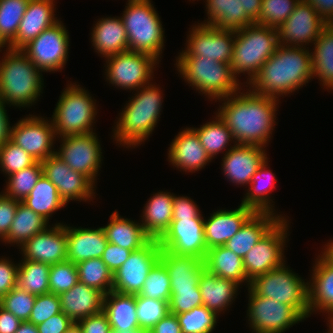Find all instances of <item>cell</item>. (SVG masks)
I'll use <instances>...</instances> for the list:
<instances>
[{
  "instance_id": "6da1fadb",
  "label": "cell",
  "mask_w": 333,
  "mask_h": 333,
  "mask_svg": "<svg viewBox=\"0 0 333 333\" xmlns=\"http://www.w3.org/2000/svg\"><path fill=\"white\" fill-rule=\"evenodd\" d=\"M216 102L220 103L216 113L230 129L236 144L269 146L278 124L280 100L253 93L244 86L236 94Z\"/></svg>"
},
{
  "instance_id": "7a4b0ae2",
  "label": "cell",
  "mask_w": 333,
  "mask_h": 333,
  "mask_svg": "<svg viewBox=\"0 0 333 333\" xmlns=\"http://www.w3.org/2000/svg\"><path fill=\"white\" fill-rule=\"evenodd\" d=\"M313 79L310 49L279 45L246 86L253 93L281 100Z\"/></svg>"
},
{
  "instance_id": "3957f363",
  "label": "cell",
  "mask_w": 333,
  "mask_h": 333,
  "mask_svg": "<svg viewBox=\"0 0 333 333\" xmlns=\"http://www.w3.org/2000/svg\"><path fill=\"white\" fill-rule=\"evenodd\" d=\"M161 88L152 81L132 92V97L120 109L112 128L111 139L118 147L135 149L153 134L163 108L164 94Z\"/></svg>"
},
{
  "instance_id": "277c9868",
  "label": "cell",
  "mask_w": 333,
  "mask_h": 333,
  "mask_svg": "<svg viewBox=\"0 0 333 333\" xmlns=\"http://www.w3.org/2000/svg\"><path fill=\"white\" fill-rule=\"evenodd\" d=\"M0 47V98L14 108H29L41 99L44 77L22 50ZM39 99V100H38Z\"/></svg>"
},
{
  "instance_id": "5b68a950",
  "label": "cell",
  "mask_w": 333,
  "mask_h": 333,
  "mask_svg": "<svg viewBox=\"0 0 333 333\" xmlns=\"http://www.w3.org/2000/svg\"><path fill=\"white\" fill-rule=\"evenodd\" d=\"M175 68L186 85L204 95L205 100L217 101L236 94L244 87L233 74L230 64L199 56H177Z\"/></svg>"
},
{
  "instance_id": "8992f818",
  "label": "cell",
  "mask_w": 333,
  "mask_h": 333,
  "mask_svg": "<svg viewBox=\"0 0 333 333\" xmlns=\"http://www.w3.org/2000/svg\"><path fill=\"white\" fill-rule=\"evenodd\" d=\"M278 46L279 38L275 28L254 23L235 31L230 63L234 76L240 81L239 77L247 75L242 84L248 85Z\"/></svg>"
},
{
  "instance_id": "52a82bcc",
  "label": "cell",
  "mask_w": 333,
  "mask_h": 333,
  "mask_svg": "<svg viewBox=\"0 0 333 333\" xmlns=\"http://www.w3.org/2000/svg\"><path fill=\"white\" fill-rule=\"evenodd\" d=\"M121 18L129 50L150 54L161 62L165 30L152 0H127Z\"/></svg>"
},
{
  "instance_id": "ba28073f",
  "label": "cell",
  "mask_w": 333,
  "mask_h": 333,
  "mask_svg": "<svg viewBox=\"0 0 333 333\" xmlns=\"http://www.w3.org/2000/svg\"><path fill=\"white\" fill-rule=\"evenodd\" d=\"M96 101L91 92L76 81H70L61 91L51 115L57 137L96 131L94 127L99 113Z\"/></svg>"
},
{
  "instance_id": "9c48e42d",
  "label": "cell",
  "mask_w": 333,
  "mask_h": 333,
  "mask_svg": "<svg viewBox=\"0 0 333 333\" xmlns=\"http://www.w3.org/2000/svg\"><path fill=\"white\" fill-rule=\"evenodd\" d=\"M249 287L257 295L293 306L305 319L310 317L308 280L294 272L286 262L265 274L254 277Z\"/></svg>"
},
{
  "instance_id": "30bf717a",
  "label": "cell",
  "mask_w": 333,
  "mask_h": 333,
  "mask_svg": "<svg viewBox=\"0 0 333 333\" xmlns=\"http://www.w3.org/2000/svg\"><path fill=\"white\" fill-rule=\"evenodd\" d=\"M104 79L118 90L130 93L136 91L152 80L159 60L150 54L127 50L105 59Z\"/></svg>"
},
{
  "instance_id": "8fae6325",
  "label": "cell",
  "mask_w": 333,
  "mask_h": 333,
  "mask_svg": "<svg viewBox=\"0 0 333 333\" xmlns=\"http://www.w3.org/2000/svg\"><path fill=\"white\" fill-rule=\"evenodd\" d=\"M247 292L246 322L251 333H285L306 320L293 306L257 295L250 287Z\"/></svg>"
},
{
  "instance_id": "7c38bea8",
  "label": "cell",
  "mask_w": 333,
  "mask_h": 333,
  "mask_svg": "<svg viewBox=\"0 0 333 333\" xmlns=\"http://www.w3.org/2000/svg\"><path fill=\"white\" fill-rule=\"evenodd\" d=\"M289 221V217L281 218L243 258L246 277L250 281L287 262L284 254L291 233Z\"/></svg>"
},
{
  "instance_id": "4fadbf2b",
  "label": "cell",
  "mask_w": 333,
  "mask_h": 333,
  "mask_svg": "<svg viewBox=\"0 0 333 333\" xmlns=\"http://www.w3.org/2000/svg\"><path fill=\"white\" fill-rule=\"evenodd\" d=\"M63 21L44 30L26 45L22 51L42 72H62L69 57L70 37Z\"/></svg>"
},
{
  "instance_id": "5bb4252c",
  "label": "cell",
  "mask_w": 333,
  "mask_h": 333,
  "mask_svg": "<svg viewBox=\"0 0 333 333\" xmlns=\"http://www.w3.org/2000/svg\"><path fill=\"white\" fill-rule=\"evenodd\" d=\"M61 138V139H60ZM57 138L59 148L55 154L72 170L89 177L96 185L104 156L102 144L96 131L87 134L68 135ZM99 174V175H98Z\"/></svg>"
},
{
  "instance_id": "9a60e30c",
  "label": "cell",
  "mask_w": 333,
  "mask_h": 333,
  "mask_svg": "<svg viewBox=\"0 0 333 333\" xmlns=\"http://www.w3.org/2000/svg\"><path fill=\"white\" fill-rule=\"evenodd\" d=\"M57 138L51 117L44 115H26L11 126L10 140L35 161L42 162L55 154Z\"/></svg>"
},
{
  "instance_id": "2e32d148",
  "label": "cell",
  "mask_w": 333,
  "mask_h": 333,
  "mask_svg": "<svg viewBox=\"0 0 333 333\" xmlns=\"http://www.w3.org/2000/svg\"><path fill=\"white\" fill-rule=\"evenodd\" d=\"M193 25L189 28V34H186L185 47L178 56H199L230 64L235 31L216 29L198 22Z\"/></svg>"
},
{
  "instance_id": "e0dca14e",
  "label": "cell",
  "mask_w": 333,
  "mask_h": 333,
  "mask_svg": "<svg viewBox=\"0 0 333 333\" xmlns=\"http://www.w3.org/2000/svg\"><path fill=\"white\" fill-rule=\"evenodd\" d=\"M43 175L57 188L66 205L70 201L94 202L96 184L86 175L72 170L56 154L41 162Z\"/></svg>"
},
{
  "instance_id": "ac0fdd59",
  "label": "cell",
  "mask_w": 333,
  "mask_h": 333,
  "mask_svg": "<svg viewBox=\"0 0 333 333\" xmlns=\"http://www.w3.org/2000/svg\"><path fill=\"white\" fill-rule=\"evenodd\" d=\"M326 26L314 8L307 1L300 0L293 13L277 28L279 45L310 48Z\"/></svg>"
},
{
  "instance_id": "d6986e66",
  "label": "cell",
  "mask_w": 333,
  "mask_h": 333,
  "mask_svg": "<svg viewBox=\"0 0 333 333\" xmlns=\"http://www.w3.org/2000/svg\"><path fill=\"white\" fill-rule=\"evenodd\" d=\"M161 247L156 239L146 246L132 251L129 258L113 273V288L124 294H139L150 270L160 260Z\"/></svg>"
},
{
  "instance_id": "ffe728a7",
  "label": "cell",
  "mask_w": 333,
  "mask_h": 333,
  "mask_svg": "<svg viewBox=\"0 0 333 333\" xmlns=\"http://www.w3.org/2000/svg\"><path fill=\"white\" fill-rule=\"evenodd\" d=\"M158 241L161 249L168 252L204 260L208 251L204 234V215L201 213L195 219L172 220L169 229Z\"/></svg>"
},
{
  "instance_id": "44dd1931",
  "label": "cell",
  "mask_w": 333,
  "mask_h": 333,
  "mask_svg": "<svg viewBox=\"0 0 333 333\" xmlns=\"http://www.w3.org/2000/svg\"><path fill=\"white\" fill-rule=\"evenodd\" d=\"M19 251L21 259L29 261L50 265L67 261L66 222H54L26 241Z\"/></svg>"
},
{
  "instance_id": "7402d4cb",
  "label": "cell",
  "mask_w": 333,
  "mask_h": 333,
  "mask_svg": "<svg viewBox=\"0 0 333 333\" xmlns=\"http://www.w3.org/2000/svg\"><path fill=\"white\" fill-rule=\"evenodd\" d=\"M267 148L236 144L223 157L221 170L225 179L237 187H247L252 176L265 161Z\"/></svg>"
},
{
  "instance_id": "603a6c76",
  "label": "cell",
  "mask_w": 333,
  "mask_h": 333,
  "mask_svg": "<svg viewBox=\"0 0 333 333\" xmlns=\"http://www.w3.org/2000/svg\"><path fill=\"white\" fill-rule=\"evenodd\" d=\"M168 148V162L173 168L185 174L198 172L212 162L196 132L190 126L183 128L182 131L180 129Z\"/></svg>"
},
{
  "instance_id": "cb8c5ba5",
  "label": "cell",
  "mask_w": 333,
  "mask_h": 333,
  "mask_svg": "<svg viewBox=\"0 0 333 333\" xmlns=\"http://www.w3.org/2000/svg\"><path fill=\"white\" fill-rule=\"evenodd\" d=\"M56 3L55 0H29L17 35L7 47L22 50L44 30L59 22Z\"/></svg>"
},
{
  "instance_id": "d4e9b609",
  "label": "cell",
  "mask_w": 333,
  "mask_h": 333,
  "mask_svg": "<svg viewBox=\"0 0 333 333\" xmlns=\"http://www.w3.org/2000/svg\"><path fill=\"white\" fill-rule=\"evenodd\" d=\"M256 211L240 205L236 209H217L204 216V234L207 249L224 246Z\"/></svg>"
},
{
  "instance_id": "484cf974",
  "label": "cell",
  "mask_w": 333,
  "mask_h": 333,
  "mask_svg": "<svg viewBox=\"0 0 333 333\" xmlns=\"http://www.w3.org/2000/svg\"><path fill=\"white\" fill-rule=\"evenodd\" d=\"M315 258L308 280L310 317L333 312V263L322 252Z\"/></svg>"
},
{
  "instance_id": "4316f807",
  "label": "cell",
  "mask_w": 333,
  "mask_h": 333,
  "mask_svg": "<svg viewBox=\"0 0 333 333\" xmlns=\"http://www.w3.org/2000/svg\"><path fill=\"white\" fill-rule=\"evenodd\" d=\"M67 261L78 264L92 258H101L108 243L102 226L74 227L66 224Z\"/></svg>"
},
{
  "instance_id": "83f0119b",
  "label": "cell",
  "mask_w": 333,
  "mask_h": 333,
  "mask_svg": "<svg viewBox=\"0 0 333 333\" xmlns=\"http://www.w3.org/2000/svg\"><path fill=\"white\" fill-rule=\"evenodd\" d=\"M92 26L90 41L93 50L101 58L129 50L123 20L118 16L98 18Z\"/></svg>"
},
{
  "instance_id": "f1b7e54d",
  "label": "cell",
  "mask_w": 333,
  "mask_h": 333,
  "mask_svg": "<svg viewBox=\"0 0 333 333\" xmlns=\"http://www.w3.org/2000/svg\"><path fill=\"white\" fill-rule=\"evenodd\" d=\"M269 159L267 157L252 176L248 189H245V196L241 199V204L254 209L256 212H271L281 218H287L288 216L285 217V214H280L281 212L274 208L275 202L271 194L276 189L277 178L275 173L269 169Z\"/></svg>"
},
{
  "instance_id": "f546056e",
  "label": "cell",
  "mask_w": 333,
  "mask_h": 333,
  "mask_svg": "<svg viewBox=\"0 0 333 333\" xmlns=\"http://www.w3.org/2000/svg\"><path fill=\"white\" fill-rule=\"evenodd\" d=\"M198 286L203 305L218 316H222L227 310L229 311L230 306L238 298L239 288H242L233 280L220 278L209 273L206 269L199 278Z\"/></svg>"
},
{
  "instance_id": "4dcf8cb0",
  "label": "cell",
  "mask_w": 333,
  "mask_h": 333,
  "mask_svg": "<svg viewBox=\"0 0 333 333\" xmlns=\"http://www.w3.org/2000/svg\"><path fill=\"white\" fill-rule=\"evenodd\" d=\"M58 296L61 310L75 323L103 311L104 294L79 281Z\"/></svg>"
},
{
  "instance_id": "1f68e13d",
  "label": "cell",
  "mask_w": 333,
  "mask_h": 333,
  "mask_svg": "<svg viewBox=\"0 0 333 333\" xmlns=\"http://www.w3.org/2000/svg\"><path fill=\"white\" fill-rule=\"evenodd\" d=\"M173 199L174 193L159 190L146 201L139 221L152 239L159 240L169 229L173 217Z\"/></svg>"
},
{
  "instance_id": "d6a6232c",
  "label": "cell",
  "mask_w": 333,
  "mask_h": 333,
  "mask_svg": "<svg viewBox=\"0 0 333 333\" xmlns=\"http://www.w3.org/2000/svg\"><path fill=\"white\" fill-rule=\"evenodd\" d=\"M160 261L168 270L171 290L195 288L205 270L204 260L194 256L176 255L164 249H161Z\"/></svg>"
},
{
  "instance_id": "836d02e7",
  "label": "cell",
  "mask_w": 333,
  "mask_h": 333,
  "mask_svg": "<svg viewBox=\"0 0 333 333\" xmlns=\"http://www.w3.org/2000/svg\"><path fill=\"white\" fill-rule=\"evenodd\" d=\"M109 217V222L102 226L109 243L136 251L152 240L140 221L122 217L117 210L113 211Z\"/></svg>"
},
{
  "instance_id": "e575fe53",
  "label": "cell",
  "mask_w": 333,
  "mask_h": 333,
  "mask_svg": "<svg viewBox=\"0 0 333 333\" xmlns=\"http://www.w3.org/2000/svg\"><path fill=\"white\" fill-rule=\"evenodd\" d=\"M280 219L271 212H255L224 246L243 259Z\"/></svg>"
},
{
  "instance_id": "d590c367",
  "label": "cell",
  "mask_w": 333,
  "mask_h": 333,
  "mask_svg": "<svg viewBox=\"0 0 333 333\" xmlns=\"http://www.w3.org/2000/svg\"><path fill=\"white\" fill-rule=\"evenodd\" d=\"M206 19L201 25L216 29L238 31L254 22L246 15L243 5L238 0H203Z\"/></svg>"
},
{
  "instance_id": "8d00e7d4",
  "label": "cell",
  "mask_w": 333,
  "mask_h": 333,
  "mask_svg": "<svg viewBox=\"0 0 333 333\" xmlns=\"http://www.w3.org/2000/svg\"><path fill=\"white\" fill-rule=\"evenodd\" d=\"M205 269L220 278L230 279L239 285L249 287L250 280L246 277L243 259L229 248L218 246L208 249L204 259Z\"/></svg>"
},
{
  "instance_id": "74e56055",
  "label": "cell",
  "mask_w": 333,
  "mask_h": 333,
  "mask_svg": "<svg viewBox=\"0 0 333 333\" xmlns=\"http://www.w3.org/2000/svg\"><path fill=\"white\" fill-rule=\"evenodd\" d=\"M103 312L112 330L140 329L136 313V295L110 291L104 295Z\"/></svg>"
},
{
  "instance_id": "f35d334b",
  "label": "cell",
  "mask_w": 333,
  "mask_h": 333,
  "mask_svg": "<svg viewBox=\"0 0 333 333\" xmlns=\"http://www.w3.org/2000/svg\"><path fill=\"white\" fill-rule=\"evenodd\" d=\"M310 51L313 78L318 79L323 90L333 91V30L328 25L312 44Z\"/></svg>"
},
{
  "instance_id": "ab89813d",
  "label": "cell",
  "mask_w": 333,
  "mask_h": 333,
  "mask_svg": "<svg viewBox=\"0 0 333 333\" xmlns=\"http://www.w3.org/2000/svg\"><path fill=\"white\" fill-rule=\"evenodd\" d=\"M50 225L38 213H35L31 208L19 202L10 230L1 242L5 244L4 246L9 244L14 247L16 245L19 249L35 234L42 232Z\"/></svg>"
},
{
  "instance_id": "60d3db41",
  "label": "cell",
  "mask_w": 333,
  "mask_h": 333,
  "mask_svg": "<svg viewBox=\"0 0 333 333\" xmlns=\"http://www.w3.org/2000/svg\"><path fill=\"white\" fill-rule=\"evenodd\" d=\"M191 128L196 132L201 145L212 160L221 152L224 156L236 145L230 129L216 112L209 122L206 121L200 127Z\"/></svg>"
},
{
  "instance_id": "b9f144b4",
  "label": "cell",
  "mask_w": 333,
  "mask_h": 333,
  "mask_svg": "<svg viewBox=\"0 0 333 333\" xmlns=\"http://www.w3.org/2000/svg\"><path fill=\"white\" fill-rule=\"evenodd\" d=\"M48 222L53 214L67 205L60 198L56 186L44 175L40 177L30 194L22 201Z\"/></svg>"
},
{
  "instance_id": "7bdbcfd3",
  "label": "cell",
  "mask_w": 333,
  "mask_h": 333,
  "mask_svg": "<svg viewBox=\"0 0 333 333\" xmlns=\"http://www.w3.org/2000/svg\"><path fill=\"white\" fill-rule=\"evenodd\" d=\"M51 265L48 263L19 260L17 272V286L33 295L50 293L49 272Z\"/></svg>"
},
{
  "instance_id": "ee69618b",
  "label": "cell",
  "mask_w": 333,
  "mask_h": 333,
  "mask_svg": "<svg viewBox=\"0 0 333 333\" xmlns=\"http://www.w3.org/2000/svg\"><path fill=\"white\" fill-rule=\"evenodd\" d=\"M79 282L92 287L104 295L112 291L113 273L101 258H92L76 264Z\"/></svg>"
},
{
  "instance_id": "f6af8a7d",
  "label": "cell",
  "mask_w": 333,
  "mask_h": 333,
  "mask_svg": "<svg viewBox=\"0 0 333 333\" xmlns=\"http://www.w3.org/2000/svg\"><path fill=\"white\" fill-rule=\"evenodd\" d=\"M42 175L41 162L36 161L30 167L7 176L6 186L1 192L9 198L22 202L30 194Z\"/></svg>"
},
{
  "instance_id": "bcb514c9",
  "label": "cell",
  "mask_w": 333,
  "mask_h": 333,
  "mask_svg": "<svg viewBox=\"0 0 333 333\" xmlns=\"http://www.w3.org/2000/svg\"><path fill=\"white\" fill-rule=\"evenodd\" d=\"M29 0H0V47H7L16 37Z\"/></svg>"
},
{
  "instance_id": "7dc6e473",
  "label": "cell",
  "mask_w": 333,
  "mask_h": 333,
  "mask_svg": "<svg viewBox=\"0 0 333 333\" xmlns=\"http://www.w3.org/2000/svg\"><path fill=\"white\" fill-rule=\"evenodd\" d=\"M176 316L182 333H213L219 323V316L204 305Z\"/></svg>"
},
{
  "instance_id": "c3c4849f",
  "label": "cell",
  "mask_w": 333,
  "mask_h": 333,
  "mask_svg": "<svg viewBox=\"0 0 333 333\" xmlns=\"http://www.w3.org/2000/svg\"><path fill=\"white\" fill-rule=\"evenodd\" d=\"M138 295L169 303L171 297L170 277L168 270L160 260L150 270Z\"/></svg>"
},
{
  "instance_id": "681fc988",
  "label": "cell",
  "mask_w": 333,
  "mask_h": 333,
  "mask_svg": "<svg viewBox=\"0 0 333 333\" xmlns=\"http://www.w3.org/2000/svg\"><path fill=\"white\" fill-rule=\"evenodd\" d=\"M300 0H262L261 11L256 24L279 28L293 13Z\"/></svg>"
},
{
  "instance_id": "f907efd6",
  "label": "cell",
  "mask_w": 333,
  "mask_h": 333,
  "mask_svg": "<svg viewBox=\"0 0 333 333\" xmlns=\"http://www.w3.org/2000/svg\"><path fill=\"white\" fill-rule=\"evenodd\" d=\"M136 313L140 329L151 330L170 313L169 303L136 294Z\"/></svg>"
},
{
  "instance_id": "816d5d0a",
  "label": "cell",
  "mask_w": 333,
  "mask_h": 333,
  "mask_svg": "<svg viewBox=\"0 0 333 333\" xmlns=\"http://www.w3.org/2000/svg\"><path fill=\"white\" fill-rule=\"evenodd\" d=\"M36 161L11 140L0 147V171L5 177L30 167Z\"/></svg>"
},
{
  "instance_id": "f5cc1de1",
  "label": "cell",
  "mask_w": 333,
  "mask_h": 333,
  "mask_svg": "<svg viewBox=\"0 0 333 333\" xmlns=\"http://www.w3.org/2000/svg\"><path fill=\"white\" fill-rule=\"evenodd\" d=\"M35 299L36 295L16 286L0 299V306L23 322L29 320Z\"/></svg>"
},
{
  "instance_id": "db71d44e",
  "label": "cell",
  "mask_w": 333,
  "mask_h": 333,
  "mask_svg": "<svg viewBox=\"0 0 333 333\" xmlns=\"http://www.w3.org/2000/svg\"><path fill=\"white\" fill-rule=\"evenodd\" d=\"M79 281L76 264L70 261L52 264L49 272L50 293L60 295Z\"/></svg>"
},
{
  "instance_id": "11a10c76",
  "label": "cell",
  "mask_w": 333,
  "mask_h": 333,
  "mask_svg": "<svg viewBox=\"0 0 333 333\" xmlns=\"http://www.w3.org/2000/svg\"><path fill=\"white\" fill-rule=\"evenodd\" d=\"M62 312L60 299L57 294L47 293L36 296L28 322L36 326Z\"/></svg>"
},
{
  "instance_id": "9f6ffc18",
  "label": "cell",
  "mask_w": 333,
  "mask_h": 333,
  "mask_svg": "<svg viewBox=\"0 0 333 333\" xmlns=\"http://www.w3.org/2000/svg\"><path fill=\"white\" fill-rule=\"evenodd\" d=\"M203 305L199 286L185 290H171L169 310L177 315L192 310L194 307Z\"/></svg>"
},
{
  "instance_id": "6f0895ef",
  "label": "cell",
  "mask_w": 333,
  "mask_h": 333,
  "mask_svg": "<svg viewBox=\"0 0 333 333\" xmlns=\"http://www.w3.org/2000/svg\"><path fill=\"white\" fill-rule=\"evenodd\" d=\"M19 261L0 256V299L17 286V272Z\"/></svg>"
},
{
  "instance_id": "680465c9",
  "label": "cell",
  "mask_w": 333,
  "mask_h": 333,
  "mask_svg": "<svg viewBox=\"0 0 333 333\" xmlns=\"http://www.w3.org/2000/svg\"><path fill=\"white\" fill-rule=\"evenodd\" d=\"M201 213L199 205L191 197L180 196L174 193L172 220H181V218L195 219Z\"/></svg>"
},
{
  "instance_id": "91938a15",
  "label": "cell",
  "mask_w": 333,
  "mask_h": 333,
  "mask_svg": "<svg viewBox=\"0 0 333 333\" xmlns=\"http://www.w3.org/2000/svg\"><path fill=\"white\" fill-rule=\"evenodd\" d=\"M19 202L0 192V241L10 230Z\"/></svg>"
},
{
  "instance_id": "94428289",
  "label": "cell",
  "mask_w": 333,
  "mask_h": 333,
  "mask_svg": "<svg viewBox=\"0 0 333 333\" xmlns=\"http://www.w3.org/2000/svg\"><path fill=\"white\" fill-rule=\"evenodd\" d=\"M131 253L132 250H128L108 242L101 259L110 271L114 273L122 266L123 263H125Z\"/></svg>"
},
{
  "instance_id": "6125c7cd",
  "label": "cell",
  "mask_w": 333,
  "mask_h": 333,
  "mask_svg": "<svg viewBox=\"0 0 333 333\" xmlns=\"http://www.w3.org/2000/svg\"><path fill=\"white\" fill-rule=\"evenodd\" d=\"M82 333H111L112 329L106 314L102 311L76 322Z\"/></svg>"
},
{
  "instance_id": "be15d7a7",
  "label": "cell",
  "mask_w": 333,
  "mask_h": 333,
  "mask_svg": "<svg viewBox=\"0 0 333 333\" xmlns=\"http://www.w3.org/2000/svg\"><path fill=\"white\" fill-rule=\"evenodd\" d=\"M75 323L63 311L37 325L39 333H65Z\"/></svg>"
},
{
  "instance_id": "e7e4bbea",
  "label": "cell",
  "mask_w": 333,
  "mask_h": 333,
  "mask_svg": "<svg viewBox=\"0 0 333 333\" xmlns=\"http://www.w3.org/2000/svg\"><path fill=\"white\" fill-rule=\"evenodd\" d=\"M151 330L153 333H182L177 316L171 313L159 320Z\"/></svg>"
},
{
  "instance_id": "03108f58",
  "label": "cell",
  "mask_w": 333,
  "mask_h": 333,
  "mask_svg": "<svg viewBox=\"0 0 333 333\" xmlns=\"http://www.w3.org/2000/svg\"><path fill=\"white\" fill-rule=\"evenodd\" d=\"M22 321L0 306V333H15Z\"/></svg>"
},
{
  "instance_id": "003e7915",
  "label": "cell",
  "mask_w": 333,
  "mask_h": 333,
  "mask_svg": "<svg viewBox=\"0 0 333 333\" xmlns=\"http://www.w3.org/2000/svg\"><path fill=\"white\" fill-rule=\"evenodd\" d=\"M8 105L0 98V147L10 140L11 122L7 112Z\"/></svg>"
},
{
  "instance_id": "a7ac6f4b",
  "label": "cell",
  "mask_w": 333,
  "mask_h": 333,
  "mask_svg": "<svg viewBox=\"0 0 333 333\" xmlns=\"http://www.w3.org/2000/svg\"><path fill=\"white\" fill-rule=\"evenodd\" d=\"M307 1L327 23L333 20V0H305Z\"/></svg>"
},
{
  "instance_id": "89a4df30",
  "label": "cell",
  "mask_w": 333,
  "mask_h": 333,
  "mask_svg": "<svg viewBox=\"0 0 333 333\" xmlns=\"http://www.w3.org/2000/svg\"><path fill=\"white\" fill-rule=\"evenodd\" d=\"M246 15L255 23L261 11L262 0H238Z\"/></svg>"
},
{
  "instance_id": "2644e50d",
  "label": "cell",
  "mask_w": 333,
  "mask_h": 333,
  "mask_svg": "<svg viewBox=\"0 0 333 333\" xmlns=\"http://www.w3.org/2000/svg\"><path fill=\"white\" fill-rule=\"evenodd\" d=\"M15 333H39L37 326L28 321H23Z\"/></svg>"
},
{
  "instance_id": "8c879c8a",
  "label": "cell",
  "mask_w": 333,
  "mask_h": 333,
  "mask_svg": "<svg viewBox=\"0 0 333 333\" xmlns=\"http://www.w3.org/2000/svg\"><path fill=\"white\" fill-rule=\"evenodd\" d=\"M321 251L332 263H333V239H329V241L321 246Z\"/></svg>"
},
{
  "instance_id": "753ad0ef",
  "label": "cell",
  "mask_w": 333,
  "mask_h": 333,
  "mask_svg": "<svg viewBox=\"0 0 333 333\" xmlns=\"http://www.w3.org/2000/svg\"><path fill=\"white\" fill-rule=\"evenodd\" d=\"M324 316H326L325 317V319H326V321H327V329H328V333H333V312L332 313H329V314H327V315H324Z\"/></svg>"
},
{
  "instance_id": "34e18365",
  "label": "cell",
  "mask_w": 333,
  "mask_h": 333,
  "mask_svg": "<svg viewBox=\"0 0 333 333\" xmlns=\"http://www.w3.org/2000/svg\"><path fill=\"white\" fill-rule=\"evenodd\" d=\"M65 333H82V331L77 323H73Z\"/></svg>"
},
{
  "instance_id": "11e5206c",
  "label": "cell",
  "mask_w": 333,
  "mask_h": 333,
  "mask_svg": "<svg viewBox=\"0 0 333 333\" xmlns=\"http://www.w3.org/2000/svg\"><path fill=\"white\" fill-rule=\"evenodd\" d=\"M141 329H131V330H112L111 333H139Z\"/></svg>"
},
{
  "instance_id": "2a66077c",
  "label": "cell",
  "mask_w": 333,
  "mask_h": 333,
  "mask_svg": "<svg viewBox=\"0 0 333 333\" xmlns=\"http://www.w3.org/2000/svg\"><path fill=\"white\" fill-rule=\"evenodd\" d=\"M139 333H153L152 330L141 329Z\"/></svg>"
},
{
  "instance_id": "b9fcfbb0",
  "label": "cell",
  "mask_w": 333,
  "mask_h": 333,
  "mask_svg": "<svg viewBox=\"0 0 333 333\" xmlns=\"http://www.w3.org/2000/svg\"><path fill=\"white\" fill-rule=\"evenodd\" d=\"M328 26L333 30V20L328 24Z\"/></svg>"
}]
</instances>
